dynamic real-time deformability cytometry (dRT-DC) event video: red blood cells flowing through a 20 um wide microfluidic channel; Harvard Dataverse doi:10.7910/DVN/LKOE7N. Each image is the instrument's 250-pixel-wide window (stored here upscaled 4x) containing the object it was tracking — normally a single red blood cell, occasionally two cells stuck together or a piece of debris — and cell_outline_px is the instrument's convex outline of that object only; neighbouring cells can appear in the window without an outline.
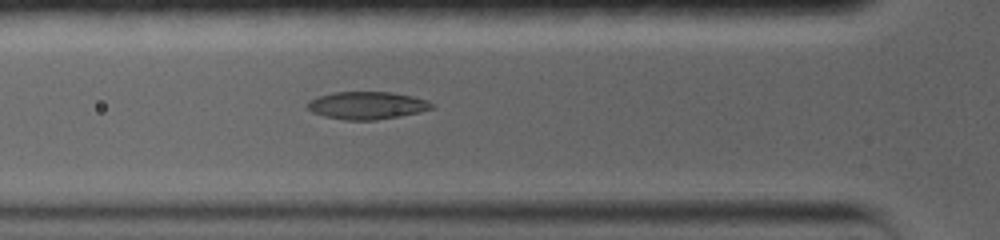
{"species": "common noctule bat (a hibernating species)", "species_latin": "Nyctalus noctula", "temperature_condition": "warm", "stored_images_in_passage": 5, "camera_frame_rate_fps": 5000, "um_per_image_px": 0.085, "animal": {"sex": "female", "body_mass_g": 19.0, "forearm_length_mm": 56.7}, "frame": {"image": 1, "passage_image": 5, "time_ms": 4.0, "image_size_px": [1000, 240], "cell_outline_px": [[432, 108], [400, 116], [376, 120], [344, 120], [324, 116], [312, 112], [308, 108], [308, 104], [312, 100], [320, 96], [332, 92], [388, 92], [412, 96], [428, 100], [432, 104]], "centroid_in_image_um": [31.18, 8.96], "position_along_channel_um": 94.6, "area_um2": 19.65}}